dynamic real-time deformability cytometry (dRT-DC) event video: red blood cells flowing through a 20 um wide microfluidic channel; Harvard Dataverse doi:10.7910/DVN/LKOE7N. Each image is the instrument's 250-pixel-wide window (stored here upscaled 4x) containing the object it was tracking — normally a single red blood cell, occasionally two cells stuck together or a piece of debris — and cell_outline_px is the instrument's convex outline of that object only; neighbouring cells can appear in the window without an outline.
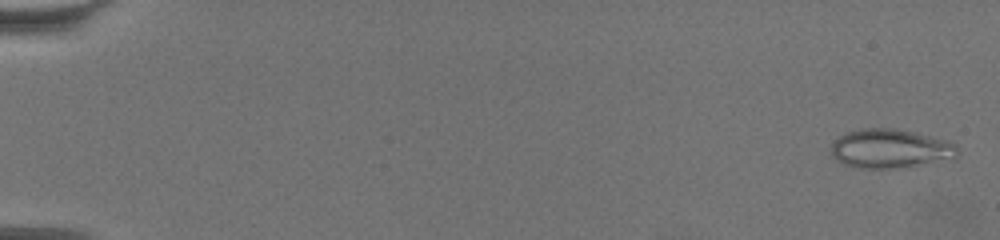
{"species": "common noctule bat (a hibernating species)", "species_latin": "Nyctalus noctula", "temperature_condition": "warm", "stored_images_in_passage": 63, "camera_frame_rate_fps": 3000, "um_per_image_px": 0.085, "animal": {"sex": "female", "body_mass_g": 19.5, "forearm_length_mm": 54.1}, "frame": {"image": 1, "passage_image": 2, "time_ms": 0.333, "image_size_px": [1000, 240], "cell_outline_px": [[960, 152], [956, 156], [896, 168], [856, 168], [844, 164], [836, 160], [832, 156], [832, 144], [840, 136], [848, 132], [864, 128], [892, 128], [912, 132], [948, 140], [956, 144]], "centroid_in_image_um": [75.63, 12.62], "position_along_channel_um": 9.4, "area_um2": 28.15}}
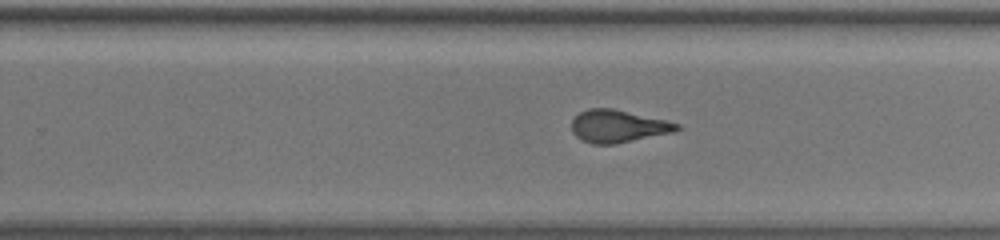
{"frame": {"image": 2, "passage_image": 42, "time_ms": 13.667, "image_size_px": [1000, 240], "cell_outline_px": [[680, 128], [676, 132], [616, 144], [592, 144], [580, 140], [572, 132], [572, 120], [580, 112], [588, 108], [612, 108], [668, 120], [680, 124]], "centroid_in_image_um": [52.56, 10.73], "position_along_channel_um": 277.2, "area_um2": 20.23}}
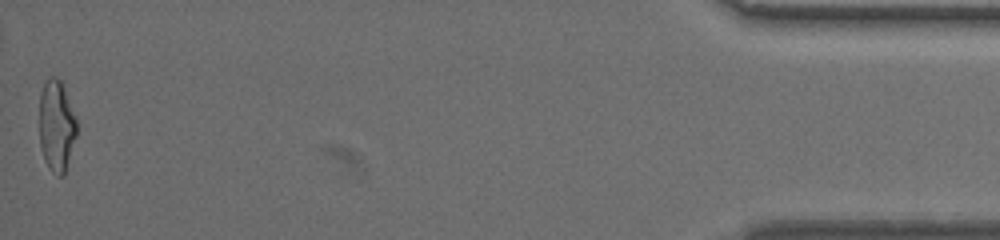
{"frame": {"image": 3, "passage_image": 63, "time_ms": 20.667, "image_size_px": [1000, 240], "cell_outline_px": [[76, 136], [64, 176], [56, 176], [48, 168], [44, 160], [40, 148], [40, 92], [44, 84], [52, 76], [56, 76], [60, 80], [64, 88], [76, 120]], "centroid_in_image_um": [4.79, 10.75], "position_along_channel_um": 430.4, "area_um2": 19.77}, "authors_computed_cell_mechanics": {"area_um2": 20.6346, "velocity_mm_per_s": 3.4038, "shape_relaxation_time_tau1_ms": null, "shape_relaxation_time_tau2_ms": 1.1969, "deformation_change_tau1": null, "deformation_change_tau2": 0.0972}}